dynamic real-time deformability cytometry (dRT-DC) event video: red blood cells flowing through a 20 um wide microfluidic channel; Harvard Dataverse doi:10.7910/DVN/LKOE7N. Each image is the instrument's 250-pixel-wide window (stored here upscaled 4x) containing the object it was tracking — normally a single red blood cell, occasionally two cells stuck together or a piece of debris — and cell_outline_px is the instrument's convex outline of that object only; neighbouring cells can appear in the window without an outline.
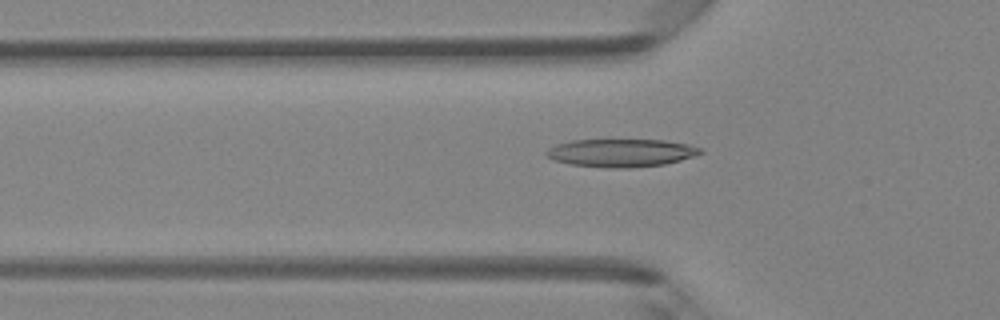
{"species": "Egyptian fruit bat (a non-hibernating species)", "species_latin": "Rousettus aegyptiacus", "temperature_condition": "room temperature", "stored_images_in_passage": 37, "segment_of_instrument_passage": [1, 2], "camera_frame_rate_fps": 3000, "um_per_image_px": 0.085, "animal": {"sex": "female"}, "frame": {"image": 1, "passage_image": 4, "time_ms": 1.0, "image_size_px": [1000, 320], "cell_outline_px": [[704, 152], [696, 156], [664, 164], [632, 168], [604, 168], [572, 164], [552, 160], [544, 152], [548, 148], [556, 144], [572, 140], [664, 140], [688, 144], [700, 148]], "centroid_in_image_um": [52.79, 13.0], "position_along_channel_um": 73.0, "area_um2": 25.2}}
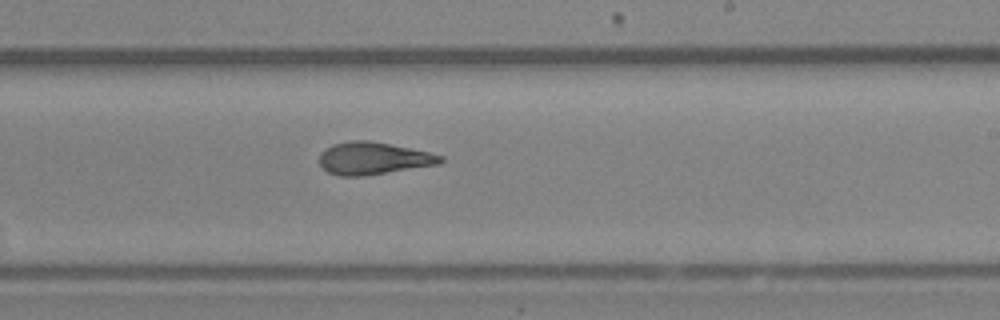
{"frame": {"image": 2, "passage_image": 17, "time_ms": 5.333, "image_size_px": [1000, 320], "cell_outline_px": [[444, 160], [440, 164], [364, 176], [340, 176], [328, 172], [320, 164], [320, 152], [324, 148], [332, 144], [352, 140], [368, 140], [428, 152], [444, 156]], "centroid_in_image_um": [31.71, 13.46], "position_along_channel_um": 257.3, "area_um2": 22.77}}
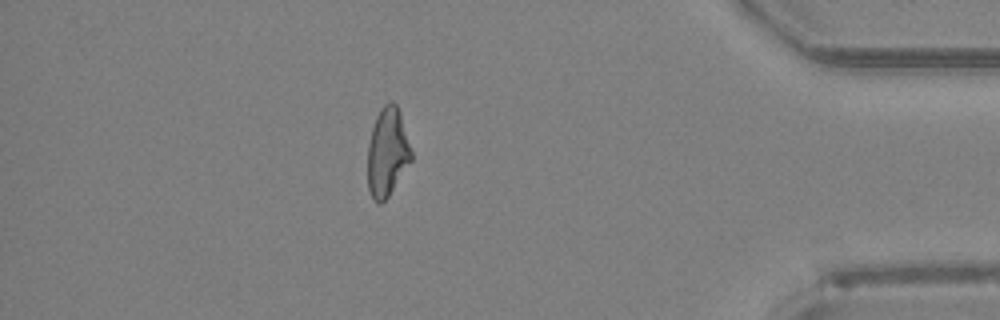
{"frame": {"image": 3, "passage_image": 30, "time_ms": 9.667, "image_size_px": [1000, 320], "cell_outline_px": [[412, 160], [388, 196], [380, 204], [376, 204], [368, 188], [368, 144], [372, 128], [376, 116], [380, 108], [388, 100], [392, 100], [396, 104], [400, 112], [412, 152]], "centroid_in_image_um": [32.92, 12.91], "position_along_channel_um": 402.3, "area_um2": 22.54}}